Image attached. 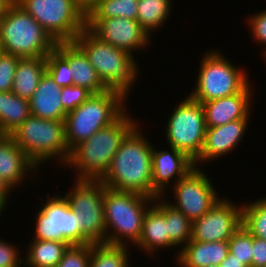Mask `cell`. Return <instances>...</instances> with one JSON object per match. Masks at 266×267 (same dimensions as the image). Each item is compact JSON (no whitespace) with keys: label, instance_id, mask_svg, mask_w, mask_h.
Returning a JSON list of instances; mask_svg holds the SVG:
<instances>
[{"label":"cell","instance_id":"cell-18","mask_svg":"<svg viewBox=\"0 0 266 267\" xmlns=\"http://www.w3.org/2000/svg\"><path fill=\"white\" fill-rule=\"evenodd\" d=\"M250 83L239 93L201 103L204 110L206 127L225 125L247 117L250 114L252 98Z\"/></svg>","mask_w":266,"mask_h":267},{"label":"cell","instance_id":"cell-28","mask_svg":"<svg viewBox=\"0 0 266 267\" xmlns=\"http://www.w3.org/2000/svg\"><path fill=\"white\" fill-rule=\"evenodd\" d=\"M128 249L127 245L91 243L89 267H129Z\"/></svg>","mask_w":266,"mask_h":267},{"label":"cell","instance_id":"cell-42","mask_svg":"<svg viewBox=\"0 0 266 267\" xmlns=\"http://www.w3.org/2000/svg\"><path fill=\"white\" fill-rule=\"evenodd\" d=\"M87 13L98 0H74Z\"/></svg>","mask_w":266,"mask_h":267},{"label":"cell","instance_id":"cell-21","mask_svg":"<svg viewBox=\"0 0 266 267\" xmlns=\"http://www.w3.org/2000/svg\"><path fill=\"white\" fill-rule=\"evenodd\" d=\"M55 48L69 61L74 86L84 87L92 94L108 90L87 55L75 42H57Z\"/></svg>","mask_w":266,"mask_h":267},{"label":"cell","instance_id":"cell-43","mask_svg":"<svg viewBox=\"0 0 266 267\" xmlns=\"http://www.w3.org/2000/svg\"><path fill=\"white\" fill-rule=\"evenodd\" d=\"M13 0H0V18L3 16L4 12L6 11L8 5L12 2Z\"/></svg>","mask_w":266,"mask_h":267},{"label":"cell","instance_id":"cell-39","mask_svg":"<svg viewBox=\"0 0 266 267\" xmlns=\"http://www.w3.org/2000/svg\"><path fill=\"white\" fill-rule=\"evenodd\" d=\"M252 267H266V240L253 236Z\"/></svg>","mask_w":266,"mask_h":267},{"label":"cell","instance_id":"cell-29","mask_svg":"<svg viewBox=\"0 0 266 267\" xmlns=\"http://www.w3.org/2000/svg\"><path fill=\"white\" fill-rule=\"evenodd\" d=\"M138 0H98L87 12V18L121 17L136 20Z\"/></svg>","mask_w":266,"mask_h":267},{"label":"cell","instance_id":"cell-22","mask_svg":"<svg viewBox=\"0 0 266 267\" xmlns=\"http://www.w3.org/2000/svg\"><path fill=\"white\" fill-rule=\"evenodd\" d=\"M62 87L46 71L29 100L32 116L42 119L64 120L66 113L61 102Z\"/></svg>","mask_w":266,"mask_h":267},{"label":"cell","instance_id":"cell-30","mask_svg":"<svg viewBox=\"0 0 266 267\" xmlns=\"http://www.w3.org/2000/svg\"><path fill=\"white\" fill-rule=\"evenodd\" d=\"M242 205V225L255 237L266 240V198Z\"/></svg>","mask_w":266,"mask_h":267},{"label":"cell","instance_id":"cell-19","mask_svg":"<svg viewBox=\"0 0 266 267\" xmlns=\"http://www.w3.org/2000/svg\"><path fill=\"white\" fill-rule=\"evenodd\" d=\"M164 196L155 198L153 205L147 210L143 218L142 233L139 241L134 245L154 255L157 249L176 247L169 239L166 223V200ZM154 253V254H153Z\"/></svg>","mask_w":266,"mask_h":267},{"label":"cell","instance_id":"cell-10","mask_svg":"<svg viewBox=\"0 0 266 267\" xmlns=\"http://www.w3.org/2000/svg\"><path fill=\"white\" fill-rule=\"evenodd\" d=\"M177 105L169 114L164 134L169 147L183 152L195 162L201 154L207 129L204 110L200 102L189 96Z\"/></svg>","mask_w":266,"mask_h":267},{"label":"cell","instance_id":"cell-34","mask_svg":"<svg viewBox=\"0 0 266 267\" xmlns=\"http://www.w3.org/2000/svg\"><path fill=\"white\" fill-rule=\"evenodd\" d=\"M91 243L69 245L57 264L58 267H89Z\"/></svg>","mask_w":266,"mask_h":267},{"label":"cell","instance_id":"cell-45","mask_svg":"<svg viewBox=\"0 0 266 267\" xmlns=\"http://www.w3.org/2000/svg\"><path fill=\"white\" fill-rule=\"evenodd\" d=\"M208 267H220V265H210Z\"/></svg>","mask_w":266,"mask_h":267},{"label":"cell","instance_id":"cell-4","mask_svg":"<svg viewBox=\"0 0 266 267\" xmlns=\"http://www.w3.org/2000/svg\"><path fill=\"white\" fill-rule=\"evenodd\" d=\"M152 197L106 188L104 191L105 243L135 245L142 233L143 218L153 205ZM125 242V243H124Z\"/></svg>","mask_w":266,"mask_h":267},{"label":"cell","instance_id":"cell-5","mask_svg":"<svg viewBox=\"0 0 266 267\" xmlns=\"http://www.w3.org/2000/svg\"><path fill=\"white\" fill-rule=\"evenodd\" d=\"M2 52L27 57H46L56 46L43 27L14 0L0 18Z\"/></svg>","mask_w":266,"mask_h":267},{"label":"cell","instance_id":"cell-7","mask_svg":"<svg viewBox=\"0 0 266 267\" xmlns=\"http://www.w3.org/2000/svg\"><path fill=\"white\" fill-rule=\"evenodd\" d=\"M9 136L37 167L56 158L66 165L70 156L64 120L42 119L30 115Z\"/></svg>","mask_w":266,"mask_h":267},{"label":"cell","instance_id":"cell-31","mask_svg":"<svg viewBox=\"0 0 266 267\" xmlns=\"http://www.w3.org/2000/svg\"><path fill=\"white\" fill-rule=\"evenodd\" d=\"M166 223L169 239L175 246L184 247L191 240L192 222L181 211L172 207L167 199Z\"/></svg>","mask_w":266,"mask_h":267},{"label":"cell","instance_id":"cell-44","mask_svg":"<svg viewBox=\"0 0 266 267\" xmlns=\"http://www.w3.org/2000/svg\"><path fill=\"white\" fill-rule=\"evenodd\" d=\"M7 201L0 195V216L2 215V211H5ZM5 206V207H4Z\"/></svg>","mask_w":266,"mask_h":267},{"label":"cell","instance_id":"cell-13","mask_svg":"<svg viewBox=\"0 0 266 267\" xmlns=\"http://www.w3.org/2000/svg\"><path fill=\"white\" fill-rule=\"evenodd\" d=\"M212 183L201 168L195 167L171 187L175 202L169 204L194 222L220 199Z\"/></svg>","mask_w":266,"mask_h":267},{"label":"cell","instance_id":"cell-3","mask_svg":"<svg viewBox=\"0 0 266 267\" xmlns=\"http://www.w3.org/2000/svg\"><path fill=\"white\" fill-rule=\"evenodd\" d=\"M74 42L87 55L106 88L119 91L128 98L139 73L135 56L103 42L87 27L76 36Z\"/></svg>","mask_w":266,"mask_h":267},{"label":"cell","instance_id":"cell-20","mask_svg":"<svg viewBox=\"0 0 266 267\" xmlns=\"http://www.w3.org/2000/svg\"><path fill=\"white\" fill-rule=\"evenodd\" d=\"M39 169L8 135H0V177L12 189ZM24 179V180H23Z\"/></svg>","mask_w":266,"mask_h":267},{"label":"cell","instance_id":"cell-26","mask_svg":"<svg viewBox=\"0 0 266 267\" xmlns=\"http://www.w3.org/2000/svg\"><path fill=\"white\" fill-rule=\"evenodd\" d=\"M70 244L60 241H42L32 239L25 253L23 267H53L57 266Z\"/></svg>","mask_w":266,"mask_h":267},{"label":"cell","instance_id":"cell-15","mask_svg":"<svg viewBox=\"0 0 266 267\" xmlns=\"http://www.w3.org/2000/svg\"><path fill=\"white\" fill-rule=\"evenodd\" d=\"M86 27L100 40L134 56V51L149 45L150 36L137 20L112 18H87Z\"/></svg>","mask_w":266,"mask_h":267},{"label":"cell","instance_id":"cell-25","mask_svg":"<svg viewBox=\"0 0 266 267\" xmlns=\"http://www.w3.org/2000/svg\"><path fill=\"white\" fill-rule=\"evenodd\" d=\"M31 115L29 100L0 92V135H10Z\"/></svg>","mask_w":266,"mask_h":267},{"label":"cell","instance_id":"cell-14","mask_svg":"<svg viewBox=\"0 0 266 267\" xmlns=\"http://www.w3.org/2000/svg\"><path fill=\"white\" fill-rule=\"evenodd\" d=\"M241 225L242 206H237L222 197L208 212L192 222L191 240L198 242L229 241Z\"/></svg>","mask_w":266,"mask_h":267},{"label":"cell","instance_id":"cell-8","mask_svg":"<svg viewBox=\"0 0 266 267\" xmlns=\"http://www.w3.org/2000/svg\"><path fill=\"white\" fill-rule=\"evenodd\" d=\"M202 57L191 99L204 103L241 92L250 82L244 69L230 63L219 50ZM240 68V69H239Z\"/></svg>","mask_w":266,"mask_h":267},{"label":"cell","instance_id":"cell-9","mask_svg":"<svg viewBox=\"0 0 266 267\" xmlns=\"http://www.w3.org/2000/svg\"><path fill=\"white\" fill-rule=\"evenodd\" d=\"M57 42H74L87 13L74 0H14Z\"/></svg>","mask_w":266,"mask_h":267},{"label":"cell","instance_id":"cell-36","mask_svg":"<svg viewBox=\"0 0 266 267\" xmlns=\"http://www.w3.org/2000/svg\"><path fill=\"white\" fill-rule=\"evenodd\" d=\"M92 93L84 87L66 86L62 87L61 102L63 111L67 114L83 104Z\"/></svg>","mask_w":266,"mask_h":267},{"label":"cell","instance_id":"cell-1","mask_svg":"<svg viewBox=\"0 0 266 267\" xmlns=\"http://www.w3.org/2000/svg\"><path fill=\"white\" fill-rule=\"evenodd\" d=\"M138 127L126 135L101 181L111 190L155 199L161 195L152 187L153 144Z\"/></svg>","mask_w":266,"mask_h":267},{"label":"cell","instance_id":"cell-46","mask_svg":"<svg viewBox=\"0 0 266 267\" xmlns=\"http://www.w3.org/2000/svg\"><path fill=\"white\" fill-rule=\"evenodd\" d=\"M264 54V58H265V60H266V51L264 52V53H262V55Z\"/></svg>","mask_w":266,"mask_h":267},{"label":"cell","instance_id":"cell-41","mask_svg":"<svg viewBox=\"0 0 266 267\" xmlns=\"http://www.w3.org/2000/svg\"><path fill=\"white\" fill-rule=\"evenodd\" d=\"M12 189L0 177V195L7 201ZM9 194V195H8Z\"/></svg>","mask_w":266,"mask_h":267},{"label":"cell","instance_id":"cell-2","mask_svg":"<svg viewBox=\"0 0 266 267\" xmlns=\"http://www.w3.org/2000/svg\"><path fill=\"white\" fill-rule=\"evenodd\" d=\"M126 112L71 150L65 166L77 171V180H101L104 177L120 144L139 124Z\"/></svg>","mask_w":266,"mask_h":267},{"label":"cell","instance_id":"cell-37","mask_svg":"<svg viewBox=\"0 0 266 267\" xmlns=\"http://www.w3.org/2000/svg\"><path fill=\"white\" fill-rule=\"evenodd\" d=\"M6 240L0 239V267H21L24 260L20 258L19 248ZM18 248V249H17Z\"/></svg>","mask_w":266,"mask_h":267},{"label":"cell","instance_id":"cell-16","mask_svg":"<svg viewBox=\"0 0 266 267\" xmlns=\"http://www.w3.org/2000/svg\"><path fill=\"white\" fill-rule=\"evenodd\" d=\"M168 148L171 150L159 151L153 146L152 150V187L161 196H165L170 182L174 185L195 168L194 161L186 154L173 147Z\"/></svg>","mask_w":266,"mask_h":267},{"label":"cell","instance_id":"cell-35","mask_svg":"<svg viewBox=\"0 0 266 267\" xmlns=\"http://www.w3.org/2000/svg\"><path fill=\"white\" fill-rule=\"evenodd\" d=\"M21 57L0 53V92L12 90L16 67Z\"/></svg>","mask_w":266,"mask_h":267},{"label":"cell","instance_id":"cell-24","mask_svg":"<svg viewBox=\"0 0 266 267\" xmlns=\"http://www.w3.org/2000/svg\"><path fill=\"white\" fill-rule=\"evenodd\" d=\"M46 72V57L20 58L16 67L12 92L30 100Z\"/></svg>","mask_w":266,"mask_h":267},{"label":"cell","instance_id":"cell-17","mask_svg":"<svg viewBox=\"0 0 266 267\" xmlns=\"http://www.w3.org/2000/svg\"><path fill=\"white\" fill-rule=\"evenodd\" d=\"M250 115L222 126L207 128L201 154L194 162L195 167H198V163L202 165V161L207 163L215 158L223 157L238 147L236 145L243 139L245 130L248 129Z\"/></svg>","mask_w":266,"mask_h":267},{"label":"cell","instance_id":"cell-12","mask_svg":"<svg viewBox=\"0 0 266 267\" xmlns=\"http://www.w3.org/2000/svg\"><path fill=\"white\" fill-rule=\"evenodd\" d=\"M36 215L32 239L68 242L70 245L92 243L80 230L77 218L64 196L48 197Z\"/></svg>","mask_w":266,"mask_h":267},{"label":"cell","instance_id":"cell-27","mask_svg":"<svg viewBox=\"0 0 266 267\" xmlns=\"http://www.w3.org/2000/svg\"><path fill=\"white\" fill-rule=\"evenodd\" d=\"M171 0H138L137 22L148 33L152 34L171 16Z\"/></svg>","mask_w":266,"mask_h":267},{"label":"cell","instance_id":"cell-11","mask_svg":"<svg viewBox=\"0 0 266 267\" xmlns=\"http://www.w3.org/2000/svg\"><path fill=\"white\" fill-rule=\"evenodd\" d=\"M73 190L64 195L77 218L79 230L92 243H105L104 191L101 180H75Z\"/></svg>","mask_w":266,"mask_h":267},{"label":"cell","instance_id":"cell-40","mask_svg":"<svg viewBox=\"0 0 266 267\" xmlns=\"http://www.w3.org/2000/svg\"><path fill=\"white\" fill-rule=\"evenodd\" d=\"M220 267H246L242 261L234 258V255L228 253L227 257L220 263Z\"/></svg>","mask_w":266,"mask_h":267},{"label":"cell","instance_id":"cell-32","mask_svg":"<svg viewBox=\"0 0 266 267\" xmlns=\"http://www.w3.org/2000/svg\"><path fill=\"white\" fill-rule=\"evenodd\" d=\"M229 253L242 261L246 267H252L253 236L241 225L228 241Z\"/></svg>","mask_w":266,"mask_h":267},{"label":"cell","instance_id":"cell-23","mask_svg":"<svg viewBox=\"0 0 266 267\" xmlns=\"http://www.w3.org/2000/svg\"><path fill=\"white\" fill-rule=\"evenodd\" d=\"M181 248L175 256L180 267L220 265L229 253L228 241L198 242L190 240Z\"/></svg>","mask_w":266,"mask_h":267},{"label":"cell","instance_id":"cell-33","mask_svg":"<svg viewBox=\"0 0 266 267\" xmlns=\"http://www.w3.org/2000/svg\"><path fill=\"white\" fill-rule=\"evenodd\" d=\"M46 71L57 85L61 87L73 85L69 61L56 48L46 56Z\"/></svg>","mask_w":266,"mask_h":267},{"label":"cell","instance_id":"cell-38","mask_svg":"<svg viewBox=\"0 0 266 267\" xmlns=\"http://www.w3.org/2000/svg\"><path fill=\"white\" fill-rule=\"evenodd\" d=\"M248 26L250 27L251 34L253 35L254 41H258L260 44H266V10H262L253 16L248 18ZM266 46V45H265ZM266 48L263 49V53Z\"/></svg>","mask_w":266,"mask_h":267},{"label":"cell","instance_id":"cell-6","mask_svg":"<svg viewBox=\"0 0 266 267\" xmlns=\"http://www.w3.org/2000/svg\"><path fill=\"white\" fill-rule=\"evenodd\" d=\"M126 101L121 92L108 89L92 94L83 104L67 113L64 122L69 150L115 122L126 111Z\"/></svg>","mask_w":266,"mask_h":267}]
</instances>
